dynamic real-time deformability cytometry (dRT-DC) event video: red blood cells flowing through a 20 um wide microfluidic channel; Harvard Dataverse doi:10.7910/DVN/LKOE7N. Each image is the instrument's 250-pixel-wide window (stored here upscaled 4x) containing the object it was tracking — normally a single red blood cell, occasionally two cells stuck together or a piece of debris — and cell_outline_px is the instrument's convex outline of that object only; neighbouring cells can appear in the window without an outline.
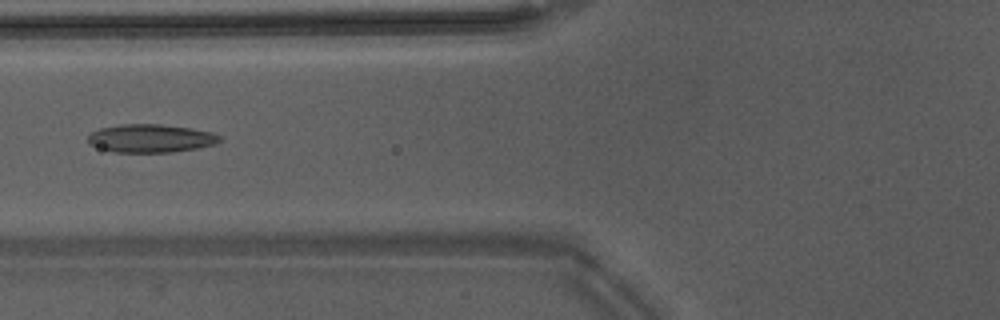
{"species": "Egyptian fruit bat (a non-hibernating species)", "species_latin": "Rousettus aegyptiacus", "temperature_condition": "warm", "stored_images_in_passage": 50, "camera_frame_rate_fps": 3000, "um_per_image_px": 0.085, "animal": {"sex": "male"}, "frame": {"image": 1, "passage_image": 22, "time_ms": 7.0, "image_size_px": [1000, 320], "cell_outline_px": [[220, 140], [216, 144], [196, 148], [172, 152], [112, 152], [88, 144], [88, 136], [92, 132], [100, 128], [120, 124], [160, 124], [188, 128], [212, 132], [220, 136]], "centroid_in_image_um": [12.78, 11.76], "position_along_channel_um": 113.0, "area_um2": 21.56}}
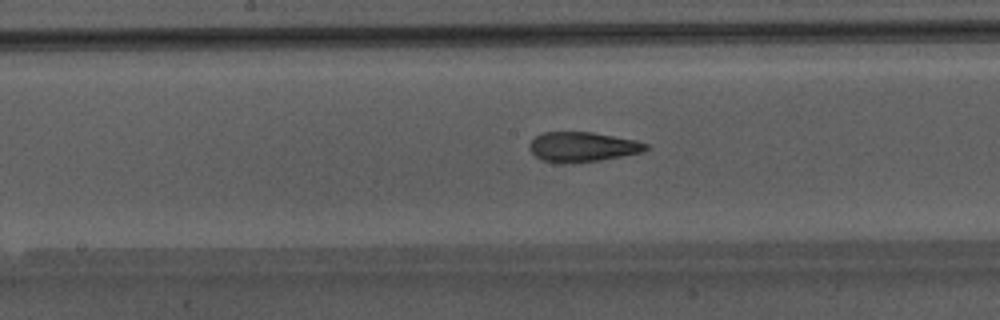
{"frame": {"image": 2, "passage_image": 28, "time_ms": 9.0, "image_size_px": [1000, 320], "cell_outline_px": [[648, 148], [644, 152], [600, 160], [560, 164], [544, 160], [536, 156], [528, 148], [528, 144], [536, 136], [544, 132], [592, 132], [636, 140], [648, 144]], "centroid_in_image_um": [49.51, 12.48], "position_along_channel_um": 198.7, "area_um2": 20.23}}
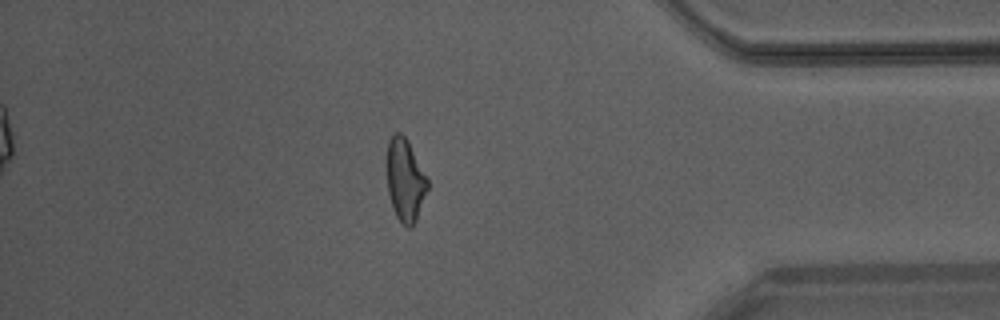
{"frame": {"image": 3, "passage_image": 44, "time_ms": 14.333, "image_size_px": [1000, 320], "cell_outline_px": [[428, 188], [416, 220], [412, 228], [408, 228], [396, 216], [392, 208], [388, 192], [388, 140], [396, 132], [400, 132], [408, 140], [428, 180]], "centroid_in_image_um": [34.45, 15.32], "position_along_channel_um": 400.8, "area_um2": 19.25}, "authors_computed_cell_mechanics": {"area_um2": 20.5768, "velocity_mm_per_s": 4.2738, "shape_relaxation_time_tau1_ms": null, "shape_relaxation_time_tau2_ms": 1.7525, "deformation_change_tau1": null, "deformation_change_tau2": 0.1071}}